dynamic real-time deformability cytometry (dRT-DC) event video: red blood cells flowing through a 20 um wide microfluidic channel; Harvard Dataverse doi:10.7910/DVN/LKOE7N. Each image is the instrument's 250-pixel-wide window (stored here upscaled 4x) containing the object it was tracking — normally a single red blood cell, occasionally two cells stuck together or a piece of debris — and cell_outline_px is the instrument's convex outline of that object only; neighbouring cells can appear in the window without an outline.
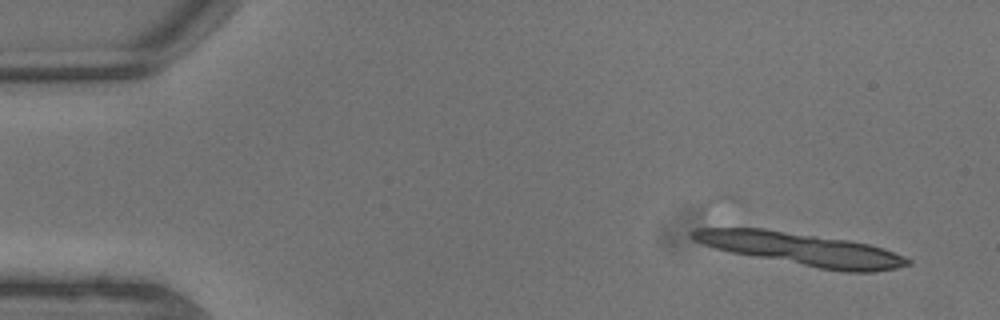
{"species": "common noctule bat (a hibernating species)", "species_latin": "Nyctalus noctula", "temperature_condition": "warm", "stored_images_in_passage": 6, "camera_frame_rate_fps": 3000, "um_per_image_px": 0.085, "animal": {"sex": "male", "body_mass_g": 13.3}, "frame": {"image": 1, "passage_image": 1, "time_ms": 0.0, "image_size_px": [1000, 320], "cell_outline_px": [[912, 264], [896, 268], [872, 272], [844, 272], [820, 268], [732, 252], [716, 248], [692, 240], [688, 236], [688, 232], [696, 228], [764, 228], [848, 240], [868, 244], [884, 248], [904, 256], [912, 260]], "centroid_in_image_um": [68.13, 21.16], "position_along_channel_um": 16.9, "area_um2": 40.75}}